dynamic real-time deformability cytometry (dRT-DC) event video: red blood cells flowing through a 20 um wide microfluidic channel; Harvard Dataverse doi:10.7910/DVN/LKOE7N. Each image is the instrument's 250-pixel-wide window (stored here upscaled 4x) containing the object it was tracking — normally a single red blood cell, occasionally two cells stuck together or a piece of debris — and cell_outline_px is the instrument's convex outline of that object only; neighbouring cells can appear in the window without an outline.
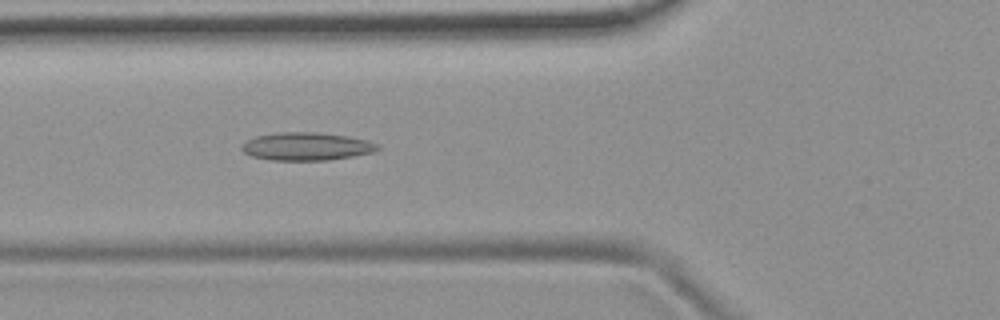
{"species": "common noctule bat (a hibernating species)", "species_latin": "Nyctalus noctula", "temperature_condition": "room temperature", "stored_images_in_passage": 44, "camera_frame_rate_fps": 3000, "um_per_image_px": 0.085, "animal": {"sex": "female", "body_mass_g": 19.9}, "frame": {"image": 1, "passage_image": 10, "time_ms": 3.0, "image_size_px": [1000, 320], "cell_outline_px": [[380, 148], [372, 152], [352, 156], [328, 160], [272, 160], [252, 156], [244, 152], [240, 148], [240, 144], [256, 136], [276, 132], [316, 132], [348, 136], [368, 140], [376, 144]], "centroid_in_image_um": [26.02, 12.44], "position_along_channel_um": 99.8, "area_um2": 22.08}}
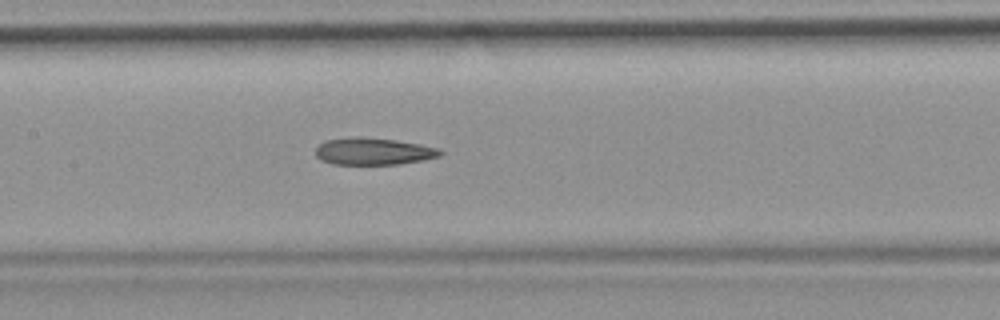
{"frame": {"image": 2, "passage_image": 16, "time_ms": 5.0, "image_size_px": [1000, 320], "cell_outline_px": [[444, 152], [440, 156], [424, 160], [400, 164], [332, 164], [320, 160], [316, 156], [316, 148], [324, 140], [356, 136], [396, 140], [420, 144], [440, 148]], "centroid_in_image_um": [31.75, 12.86], "position_along_channel_um": 175.6, "area_um2": 19.83}}
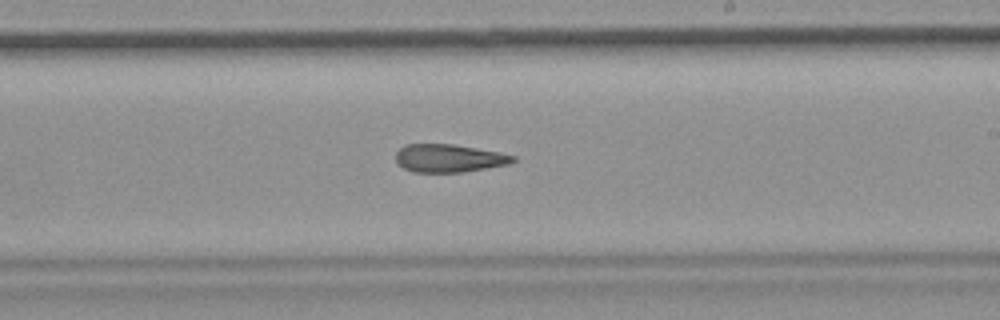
{"frame": {"image": 3, "passage_image": 22, "time_ms": 7.0, "image_size_px": [1000, 320], "cell_outline_px": [[516, 160], [508, 164], [464, 172], [412, 172], [404, 168], [396, 160], [396, 152], [404, 144], [452, 144], [500, 152], [516, 156]], "centroid_in_image_um": [38.16, 13.44], "position_along_channel_um": 250.8, "area_um2": 19.07}, "authors_computed_cell_mechanics": {"area_um2": 20.4612, "velocity_mm_per_s": 3.7875, "shape_relaxation_time_tau1_ms": null, "shape_relaxation_time_tau2_ms": 7.41, "deformation_change_tau1": null, "deformation_change_tau2": 0.1991}}